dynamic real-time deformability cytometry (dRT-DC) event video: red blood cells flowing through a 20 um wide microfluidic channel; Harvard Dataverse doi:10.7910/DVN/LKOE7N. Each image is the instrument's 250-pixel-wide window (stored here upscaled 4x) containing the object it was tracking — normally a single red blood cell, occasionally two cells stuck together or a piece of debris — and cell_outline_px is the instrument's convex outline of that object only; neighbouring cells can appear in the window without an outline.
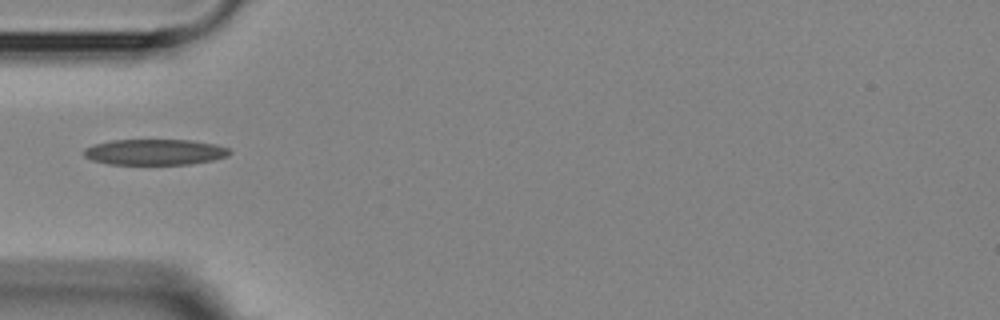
{"species": "Egyptian fruit bat (a non-hibernating species)", "species_latin": "Rousettus aegyptiacus", "temperature_condition": "room temperature", "stored_images_in_passage": 1, "camera_frame_rate_fps": 3000, "um_per_image_px": 0.085, "animal": {"sex": "female"}, "frame": {"image": 1, "passage_image": 1, "time_ms": 0.0, "image_size_px": [1000, 320], "cell_outline_px": [[232, 152], [228, 156], [212, 160], [188, 164], [108, 164], [92, 160], [84, 156], [80, 152], [84, 148], [92, 144], [112, 140], [192, 140], [216, 144], [228, 148]], "centroid_in_image_um": [13.12, 12.92], "position_along_channel_um": 71.9, "area_um2": 22.08}}